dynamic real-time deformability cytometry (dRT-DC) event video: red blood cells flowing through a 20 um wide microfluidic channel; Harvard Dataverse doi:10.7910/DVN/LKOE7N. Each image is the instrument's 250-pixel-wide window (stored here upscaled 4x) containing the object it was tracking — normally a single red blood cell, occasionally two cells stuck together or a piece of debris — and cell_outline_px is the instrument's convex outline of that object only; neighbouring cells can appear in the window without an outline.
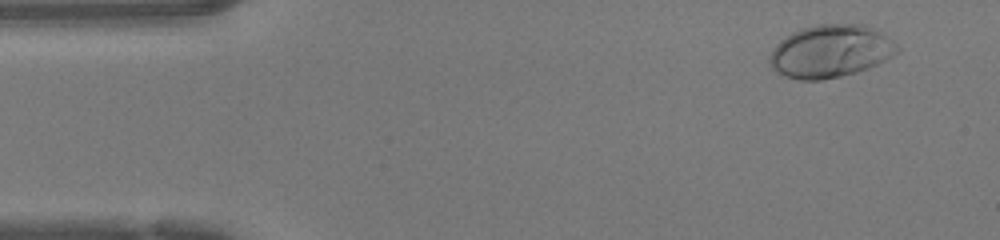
{"species": "human", "species_latin": "Homo sapiens", "temperature_condition": "warm", "stored_images_in_passage": 41, "camera_frame_rate_fps": 3000, "um_per_image_px": 0.085, "donor": {"sex": "female"}, "frame": {"image": 1, "passage_image": 4, "time_ms": 1.0, "image_size_px": [1000, 240], "cell_outline_px": [[900, 52], [868, 68], [856, 72], [840, 76], [820, 80], [800, 80], [784, 76], [772, 68], [768, 64], [768, 56], [776, 44], [780, 40], [792, 32], [816, 24], [864, 24], [880, 32], [900, 48]], "centroid_in_image_um": [70.55, 4.36], "position_along_channel_um": 14.4, "area_um2": 39.07}}
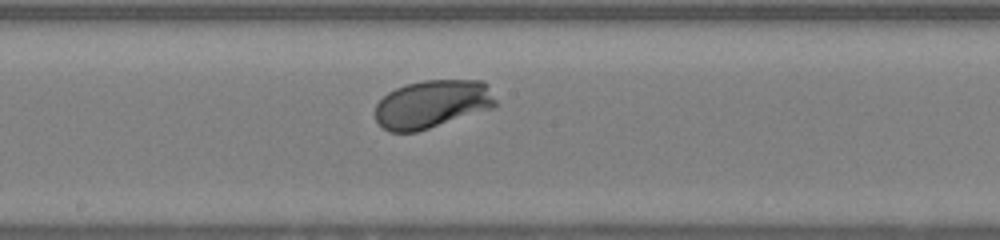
{"frame": {"image": 2, "passage_image": 25, "time_ms": 8.0, "image_size_px": [1000, 240], "cell_outline_px": [[496, 104], [492, 108], [416, 132], [392, 132], [384, 128], [376, 120], [376, 104], [388, 92], [404, 84], [424, 80], [484, 80], [488, 84], [496, 100]], "centroid_in_image_um": [36.74, 8.82], "position_along_channel_um": 211.5, "area_um2": 33.64}}
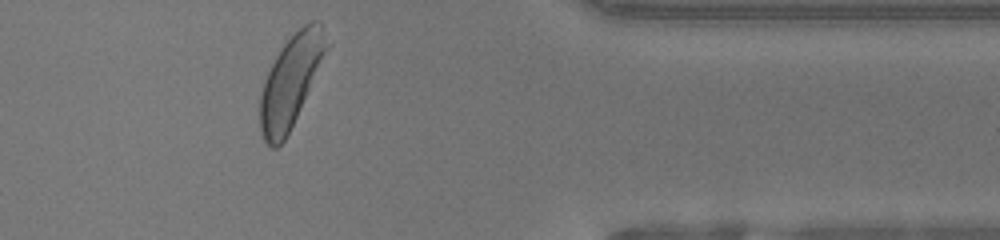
{"frame": {"image": 3, "passage_image": 39, "time_ms": 12.667, "image_size_px": [1000, 240], "cell_outline_px": [[324, 48], [296, 116], [284, 140], [276, 148], [272, 148], [264, 140], [260, 132], [260, 96], [264, 80], [280, 48], [304, 24], [312, 20], [316, 20], [320, 24]], "centroid_in_image_um": [24.57, 6.98], "position_along_channel_um": 386.8, "area_um2": 32.83}, "authors_computed_cell_mechanics": {"area_um2": 33.9286, "velocity_mm_per_s": 4.2181, "shape_relaxation_time_tau1_ms": 1.4728, "shape_relaxation_time_tau2_ms": null, "deformation_change_tau1": 0.1289, "deformation_change_tau2": null}}